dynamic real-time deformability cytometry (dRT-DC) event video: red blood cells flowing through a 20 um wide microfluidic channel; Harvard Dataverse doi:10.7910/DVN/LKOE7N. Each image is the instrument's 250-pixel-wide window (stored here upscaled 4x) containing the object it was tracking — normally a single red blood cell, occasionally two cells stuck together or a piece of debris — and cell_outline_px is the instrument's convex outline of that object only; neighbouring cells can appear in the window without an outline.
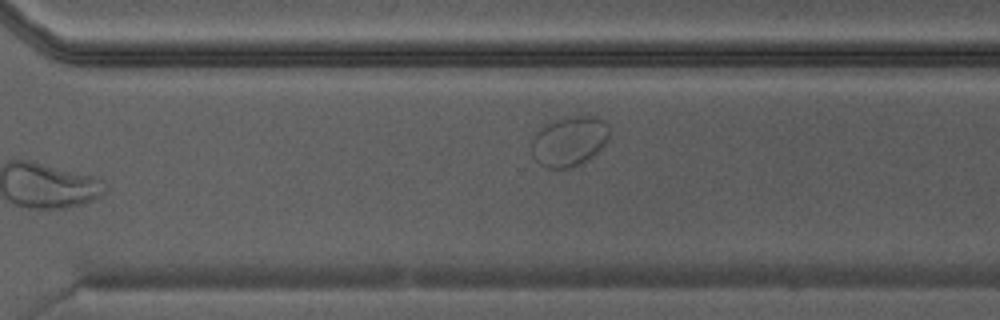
{"species": "Egyptian fruit bat (a non-hibernating species)", "species_latin": "Rousettus aegyptiacus", "temperature_condition": "warm", "stored_images_in_passage": 23, "camera_frame_rate_fps": 3000, "um_per_image_px": 0.085, "animal": {"sex": "male"}, "frame": {"image": 1, "passage_image": 23, "time_ms": 7.333, "image_size_px": [1000, 320], "cell_outline_px": [[612, 132], [608, 140], [588, 160], [572, 168], [544, 168], [532, 156], [528, 144], [532, 136], [544, 124], [568, 116], [592, 116], [600, 120]], "centroid_in_image_um": [48.31, 12.02], "position_along_channel_um": 322.3, "area_um2": 22.95}}